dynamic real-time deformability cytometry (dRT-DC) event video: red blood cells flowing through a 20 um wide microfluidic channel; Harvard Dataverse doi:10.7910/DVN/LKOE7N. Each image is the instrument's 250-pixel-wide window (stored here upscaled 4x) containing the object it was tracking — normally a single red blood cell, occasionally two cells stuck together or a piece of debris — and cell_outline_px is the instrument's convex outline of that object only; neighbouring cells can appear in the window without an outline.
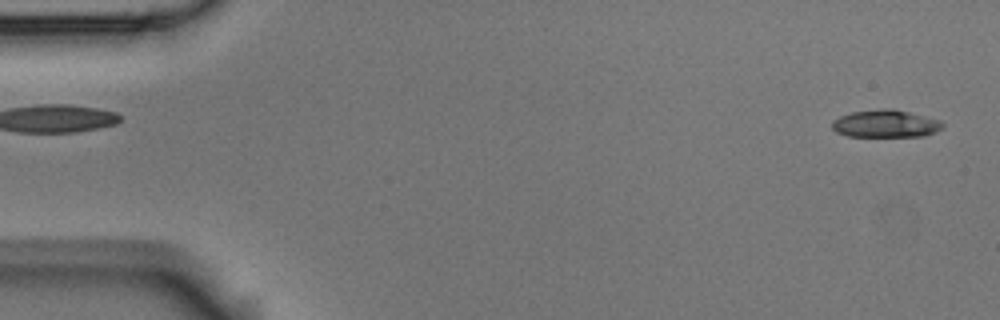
{"species": "Egyptian fruit bat (a non-hibernating species)", "species_latin": "Rousettus aegyptiacus", "temperature_condition": "room temperature", "stored_images_in_passage": 3, "segment_of_instrument_passage": [2, 2], "camera_frame_rate_fps": 3000, "um_per_image_px": 0.085, "animal": {"sex": "male"}, "frame": {"image": 1, "passage_image": 3, "time_ms": 0.667, "image_size_px": [1000, 320], "cell_outline_px": [[944, 124], [936, 132], [924, 136], [848, 136], [836, 132], [832, 128], [832, 120], [840, 116], [852, 112], [880, 108], [892, 108], [940, 120]], "centroid_in_image_um": [75.25, 10.51], "position_along_channel_um": 9.8, "area_um2": 17.69}}